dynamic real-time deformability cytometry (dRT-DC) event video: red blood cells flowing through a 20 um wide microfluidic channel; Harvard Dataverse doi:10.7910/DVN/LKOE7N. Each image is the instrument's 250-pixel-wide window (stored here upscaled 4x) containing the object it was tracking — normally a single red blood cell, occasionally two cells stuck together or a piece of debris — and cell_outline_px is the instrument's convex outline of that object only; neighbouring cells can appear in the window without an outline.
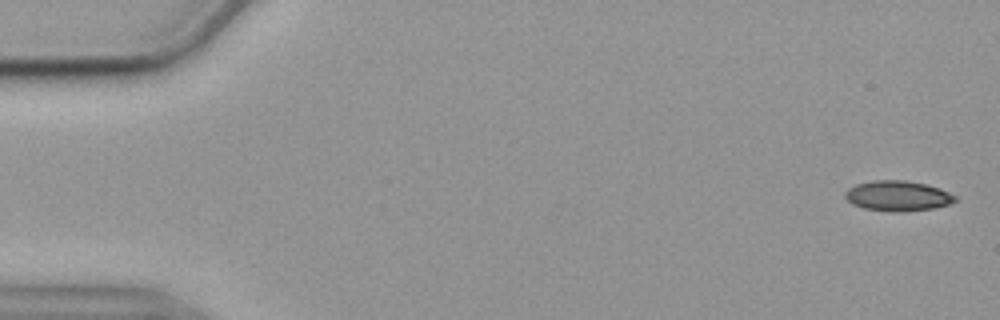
{"species": "common noctule bat (a hibernating species)", "species_latin": "Nyctalus noctula", "temperature_condition": "cold", "stored_images_in_passage": 56, "camera_frame_rate_fps": 3000, "um_per_image_px": 0.085, "animal": {"sex": "female", "body_mass_g": 19.9}, "frame": {"image": 1, "passage_image": 2, "time_ms": 0.333, "image_size_px": [1000, 320], "cell_outline_px": [[956, 200], [948, 204], [932, 208], [892, 212], [864, 208], [852, 204], [844, 196], [844, 192], [848, 188], [856, 184], [872, 180], [904, 180], [924, 184], [940, 188], [956, 196]], "centroid_in_image_um": [76.26, 16.64], "position_along_channel_um": 8.7, "area_um2": 19.19}}
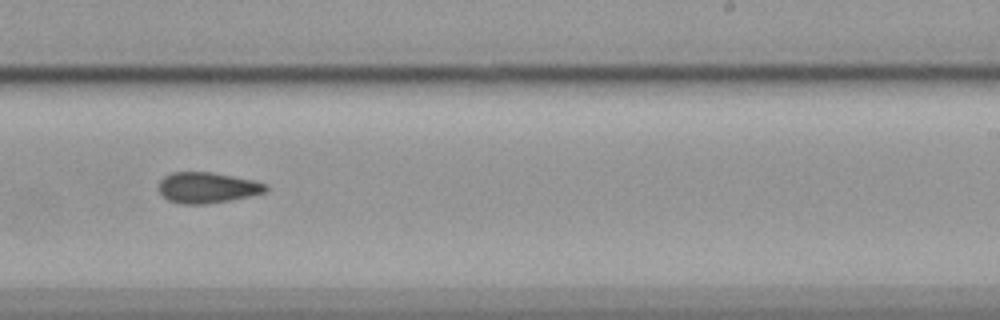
{"frame": {"image": 2, "passage_image": 35, "time_ms": 11.333, "image_size_px": [1000, 320], "cell_outline_px": [[268, 192], [232, 200], [208, 204], [180, 204], [168, 200], [156, 188], [160, 180], [164, 176], [172, 172], [212, 172], [252, 180], [268, 184]], "centroid_in_image_um": [17.62, 15.96], "position_along_channel_um": 271.4, "area_um2": 19.48}}
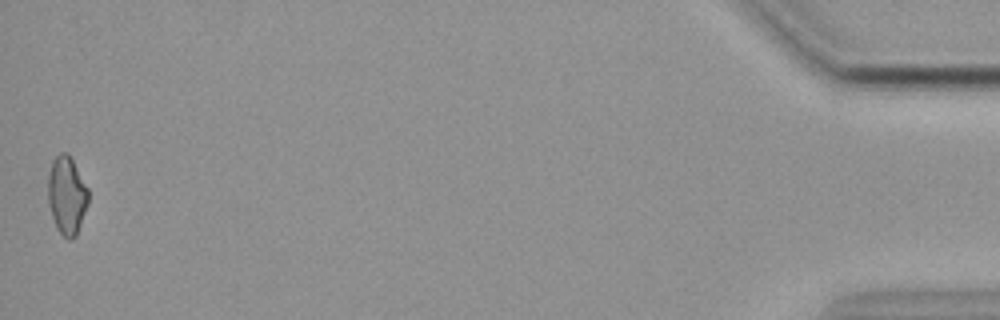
{"frame": {"image": 3, "passage_image": 56, "time_ms": 18.333, "image_size_px": [1000, 320], "cell_outline_px": [[88, 204], [76, 236], [72, 240], [68, 240], [56, 228], [48, 204], [48, 176], [52, 160], [60, 152], [68, 152], [88, 188]], "centroid_in_image_um": [5.67, 16.6], "position_along_channel_um": 429.5, "area_um2": 18.44}}